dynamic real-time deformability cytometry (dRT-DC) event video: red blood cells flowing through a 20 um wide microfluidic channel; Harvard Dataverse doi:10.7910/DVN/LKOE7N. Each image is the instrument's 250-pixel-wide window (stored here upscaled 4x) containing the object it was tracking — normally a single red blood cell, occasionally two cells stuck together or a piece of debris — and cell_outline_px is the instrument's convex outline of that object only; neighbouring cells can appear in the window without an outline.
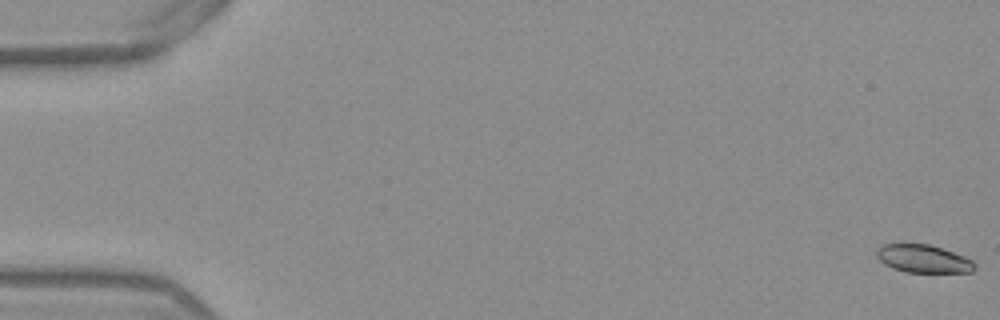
{"species": "Egyptian fruit bat (a non-hibernating species)", "species_latin": "Rousettus aegyptiacus", "temperature_condition": "warm", "stored_images_in_passage": 54, "camera_frame_rate_fps": 3000, "um_per_image_px": 0.085, "frame": {"image": 1, "passage_image": 1, "time_ms": 0.0, "image_size_px": [1000, 320], "cell_outline_px": [[976, 268], [972, 272], [904, 272], [892, 268], [884, 264], [876, 256], [876, 248], [880, 244], [928, 244], [964, 256], [972, 260], [976, 264]], "centroid_in_image_um": [78.45, 22.0], "position_along_channel_um": 6.6, "area_um2": 16.01}}
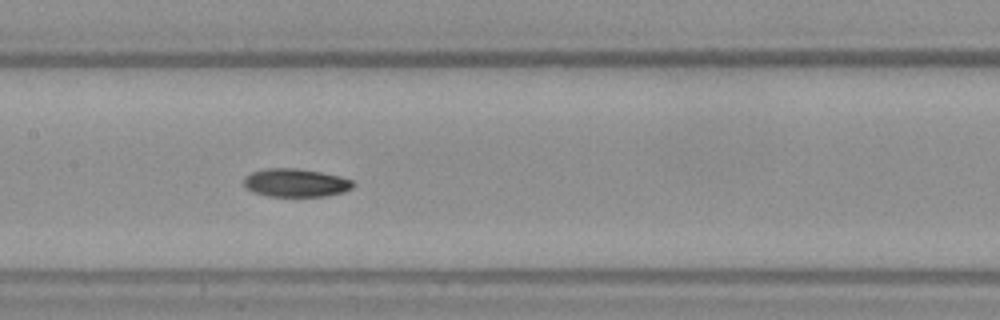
{"frame": {"image": 2, "passage_image": 27, "time_ms": 8.667, "image_size_px": [1000, 320], "cell_outline_px": [[356, 184], [352, 188], [344, 192], [324, 196], [268, 196], [252, 192], [244, 184], [244, 176], [252, 172], [264, 168], [296, 168], [320, 172], [340, 176], [352, 180]], "centroid_in_image_um": [25.14, 15.53], "position_along_channel_um": 182.3, "area_um2": 18.03}}
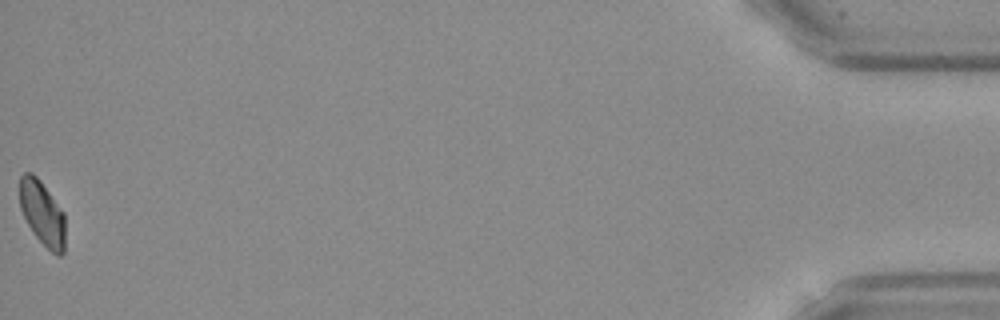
{"frame": {"image": 3, "passage_image": 54, "time_ms": 17.667, "image_size_px": [1000, 320], "cell_outline_px": [[64, 252], [60, 256], [56, 256], [36, 236], [28, 224], [20, 208], [20, 176], [24, 172], [32, 172], [40, 180], [64, 212]], "centroid_in_image_um": [3.6, 18.1], "position_along_channel_um": 431.6, "area_um2": 16.94}, "authors_computed_cell_mechanics": {"area_um2": 17.8891, "velocity_mm_per_s": 3.8676, "shape_relaxation_time_tau1_ms": 7.8682, "shape_relaxation_time_tau2_ms": null, "deformation_change_tau1": 0.1398, "deformation_change_tau2": null}}